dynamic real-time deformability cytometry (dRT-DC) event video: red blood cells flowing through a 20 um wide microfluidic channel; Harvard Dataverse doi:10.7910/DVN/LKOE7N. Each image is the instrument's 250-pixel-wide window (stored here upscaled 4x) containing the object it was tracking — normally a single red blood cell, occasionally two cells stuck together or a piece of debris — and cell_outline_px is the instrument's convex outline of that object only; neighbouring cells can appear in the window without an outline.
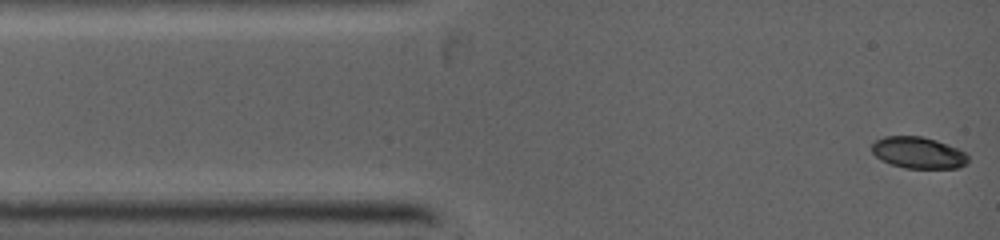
{"species": "common noctule bat (a hibernating species)", "species_latin": "Nyctalus noctula", "temperature_condition": "warm", "stored_images_in_passage": 20, "camera_frame_rate_fps": 5000, "um_per_image_px": 0.085, "animal": {"sex": "female", "body_mass_g": 19.0, "forearm_length_mm": 53.3}, "frame": {"image": 1, "passage_image": 1, "time_ms": 0.0, "image_size_px": [1000, 240], "cell_outline_px": [[968, 160], [964, 164], [956, 168], [904, 168], [892, 164], [876, 156], [872, 152], [872, 144], [876, 140], [884, 136], [924, 136], [948, 144], [964, 152], [968, 156]], "centroid_in_image_um": [78.05, 12.97], "position_along_channel_um": 7.0, "area_um2": 17.51}}
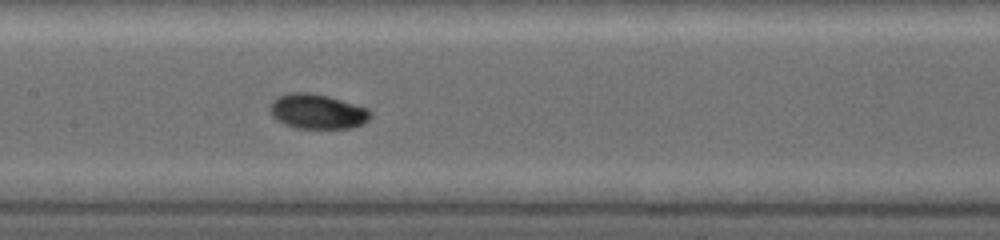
{"frame": {"image": 2, "passage_image": 12, "time_ms": 5.0, "image_size_px": [1000, 240], "cell_outline_px": [[368, 116], [360, 124], [348, 128], [296, 128], [284, 124], [272, 116], [268, 108], [272, 100], [276, 96], [288, 92], [308, 92], [328, 96], [364, 108], [368, 112]], "centroid_in_image_um": [26.82, 9.46], "position_along_channel_um": 180.6, "area_um2": 19.94}}
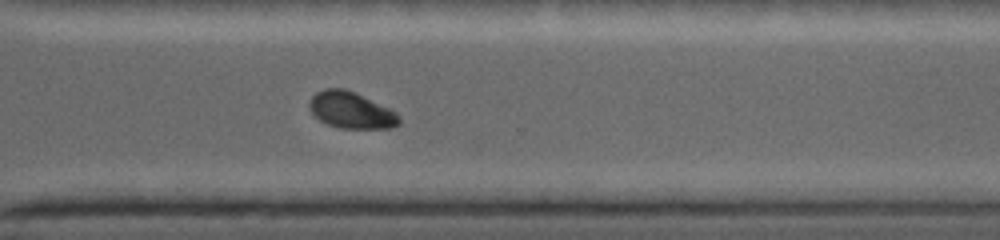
{"frame": {"image": 3, "passage_image": 20, "time_ms": 8.4, "image_size_px": [1000, 240], "cell_outline_px": [[400, 124], [392, 128], [340, 128], [328, 124], [320, 120], [312, 112], [308, 104], [312, 96], [316, 92], [324, 88], [344, 88], [388, 108], [396, 112], [400, 116]], "centroid_in_image_um": [29.84, 9.37], "position_along_channel_um": 340.8, "area_um2": 18.84}}